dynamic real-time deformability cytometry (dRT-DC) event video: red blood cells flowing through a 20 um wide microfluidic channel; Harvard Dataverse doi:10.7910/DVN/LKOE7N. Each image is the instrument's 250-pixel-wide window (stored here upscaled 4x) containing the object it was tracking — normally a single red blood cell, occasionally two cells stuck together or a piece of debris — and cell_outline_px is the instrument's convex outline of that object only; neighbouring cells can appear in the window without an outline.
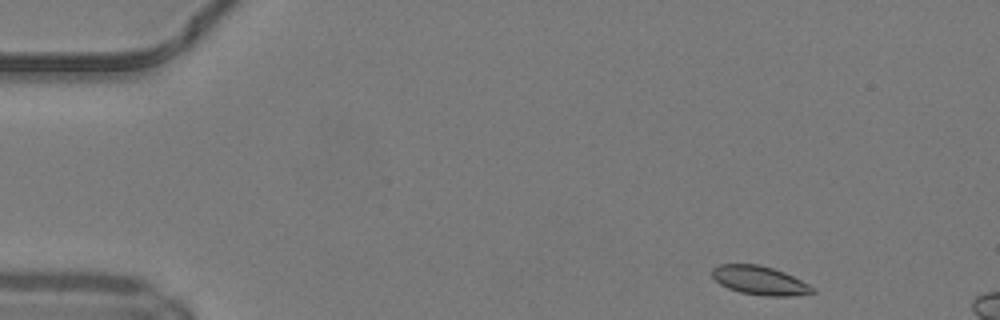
{"species": "common noctule bat (a hibernating species)", "species_latin": "Nyctalus noctula", "temperature_condition": "warm", "stored_images_in_passage": 10, "camera_frame_rate_fps": 3000, "um_per_image_px": 0.085, "animal": {"sex": "male", "body_mass_g": 19.2, "forearm_length_mm": 51.8}, "frame": {"image": 1, "passage_image": 1, "time_ms": 0.0, "image_size_px": [1000, 320], "cell_outline_px": [[816, 292], [788, 296], [764, 296], [740, 292], [728, 288], [720, 284], [712, 276], [712, 268], [720, 264], [760, 264], [784, 272], [808, 284]], "centroid_in_image_um": [64.54, 23.83], "position_along_channel_um": 20.5, "area_um2": 16.65}}